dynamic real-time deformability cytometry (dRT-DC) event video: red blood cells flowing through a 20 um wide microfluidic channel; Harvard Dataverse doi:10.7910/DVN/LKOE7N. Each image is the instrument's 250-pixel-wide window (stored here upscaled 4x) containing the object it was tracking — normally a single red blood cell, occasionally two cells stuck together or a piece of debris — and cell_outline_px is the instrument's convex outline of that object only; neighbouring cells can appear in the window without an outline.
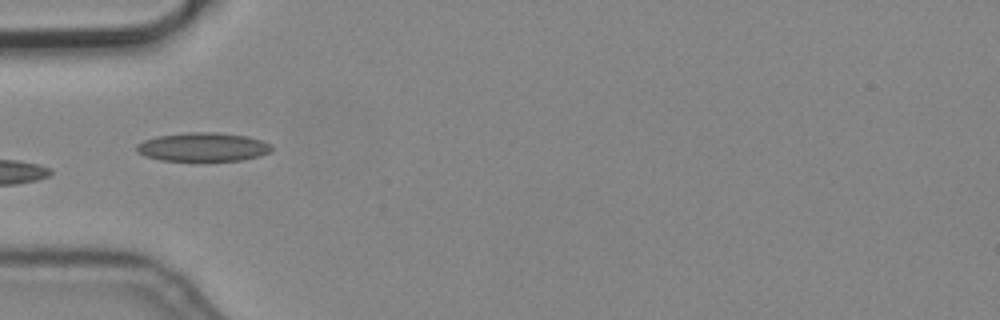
{"species": "common noctule bat (a hibernating species)", "species_latin": "Nyctalus noctula", "temperature_condition": "cold", "stored_images_in_passage": 7, "camera_frame_rate_fps": 3000, "um_per_image_px": 0.085, "animal": {"sex": "male", "body_mass_g": 19.2, "forearm_length_mm": 51.8}, "frame": {"image": 1, "passage_image": 5, "time_ms": 1.333, "image_size_px": [1000, 320], "cell_outline_px": [[272, 148], [268, 152], [260, 156], [240, 160], [160, 160], [144, 156], [136, 152], [136, 144], [144, 140], [156, 136], [188, 132], [216, 132], [248, 136], [272, 144]], "centroid_in_image_um": [17.22, 12.48], "position_along_channel_um": 67.8, "area_um2": 22.6}}
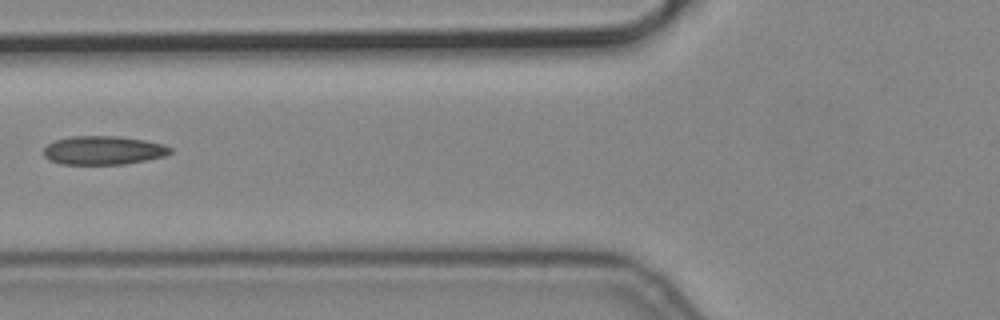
{"frame": {"image": 2, "passage_image": 6, "time_ms": 1.667, "image_size_px": [1000, 320], "cell_outline_px": [[172, 152], [164, 156], [124, 164], [60, 164], [48, 160], [44, 156], [44, 148], [48, 144], [56, 140], [72, 136], [116, 136], [144, 140], [164, 144], [172, 148]], "centroid_in_image_um": [8.77, 12.78], "position_along_channel_um": 117.0, "area_um2": 21.1}}
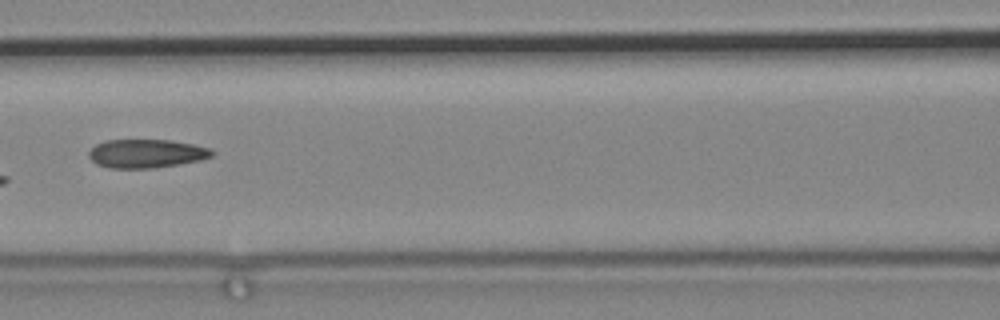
{"frame": {"image": 3, "passage_image": 7, "time_ms": 2.0, "image_size_px": [1000, 320], "cell_outline_px": [[216, 152], [212, 156], [200, 160], [180, 164], [152, 168], [108, 168], [96, 164], [88, 156], [88, 152], [96, 144], [104, 140], [172, 140], [192, 144], [208, 148]], "centroid_in_image_um": [12.42, 13.05], "position_along_channel_um": 154.2, "area_um2": 20.58}}